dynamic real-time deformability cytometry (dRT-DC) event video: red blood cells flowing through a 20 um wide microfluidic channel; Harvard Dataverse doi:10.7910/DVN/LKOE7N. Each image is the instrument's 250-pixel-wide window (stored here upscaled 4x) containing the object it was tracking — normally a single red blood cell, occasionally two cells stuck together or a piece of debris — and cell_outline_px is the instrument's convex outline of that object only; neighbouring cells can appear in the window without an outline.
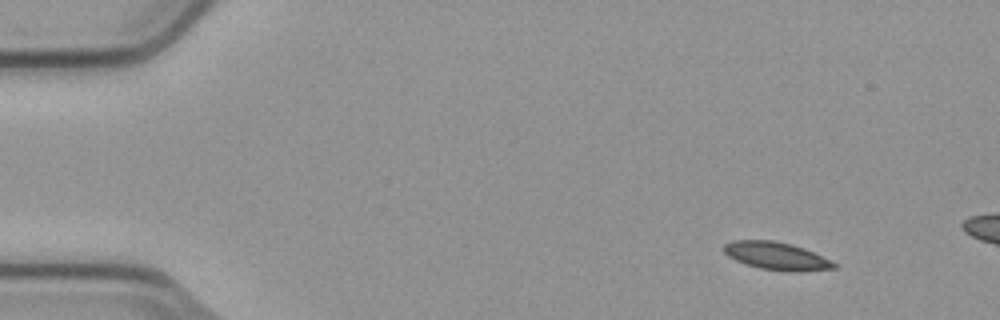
{"species": "common noctule bat (a hibernating species)", "species_latin": "Nyctalus noctula", "temperature_condition": "cold", "stored_images_in_passage": 4, "camera_frame_rate_fps": 3000, "um_per_image_px": 0.085, "animal": {"sex": "male", "body_mass_g": 23.1, "forearm_length_mm": 52.7}, "frame": {"image": 1, "passage_image": 1, "time_ms": 0.0, "image_size_px": [1000, 320], "cell_outline_px": [[836, 268], [796, 272], [788, 272], [760, 268], [736, 260], [728, 256], [724, 252], [724, 244], [732, 240], [772, 240], [792, 244], [804, 248], [836, 264]], "centroid_in_image_um": [65.97, 21.75], "position_along_channel_um": 19.0, "area_um2": 17.57}}